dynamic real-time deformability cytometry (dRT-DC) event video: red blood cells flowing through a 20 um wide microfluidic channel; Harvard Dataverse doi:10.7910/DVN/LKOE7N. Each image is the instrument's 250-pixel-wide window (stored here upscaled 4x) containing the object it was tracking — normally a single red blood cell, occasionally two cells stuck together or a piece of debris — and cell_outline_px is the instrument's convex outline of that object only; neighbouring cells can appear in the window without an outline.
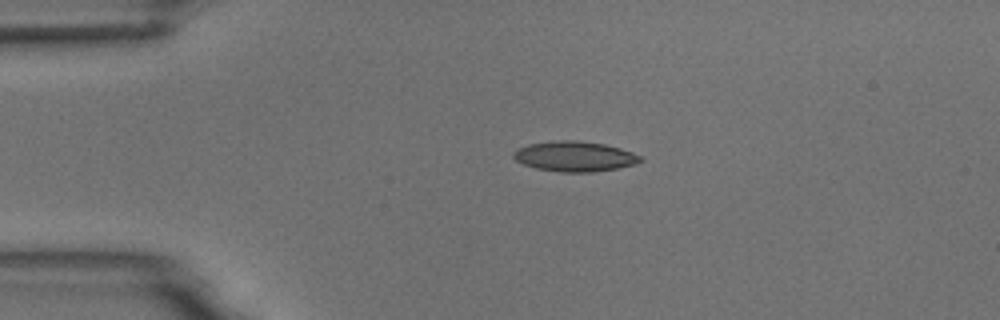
{"species": "common noctule bat (a hibernating species)", "species_latin": "Nyctalus noctula", "temperature_condition": "room temperature", "stored_images_in_passage": 4, "camera_frame_rate_fps": 3000, "um_per_image_px": 0.085, "animal": {"sex": "male", "body_mass_g": 18.8}, "frame": {"image": 1, "passage_image": 3, "time_ms": 2.0, "image_size_px": [1000, 320], "cell_outline_px": [[644, 160], [636, 164], [616, 168], [592, 172], [560, 172], [536, 168], [524, 164], [516, 160], [512, 156], [512, 152], [528, 144], [560, 140], [576, 140], [604, 144], [620, 148], [632, 152], [640, 156]], "centroid_in_image_um": [48.85, 13.29], "position_along_channel_um": 36.1, "area_um2": 22.2}}